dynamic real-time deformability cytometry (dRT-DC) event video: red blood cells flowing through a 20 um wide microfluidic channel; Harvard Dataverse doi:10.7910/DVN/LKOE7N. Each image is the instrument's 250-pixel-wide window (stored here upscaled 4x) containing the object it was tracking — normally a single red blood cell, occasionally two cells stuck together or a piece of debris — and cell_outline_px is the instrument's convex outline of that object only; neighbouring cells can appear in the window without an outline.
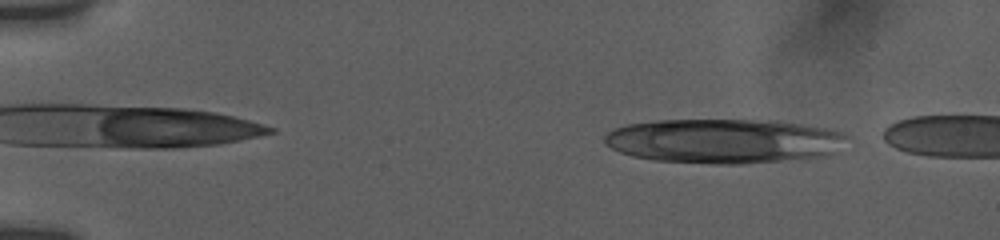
{"species": "human", "species_latin": "Homo sapiens", "temperature_condition": "room temperature", "stored_images_in_passage": 14, "camera_frame_rate_fps": 3000, "um_per_image_px": 0.085, "donor": {"sex": "female"}, "frame": {"image": 1, "passage_image": 5, "time_ms": 1.333, "image_size_px": [1000, 240], "cell_outline_px": [[836, 136], [820, 152], [800, 156], [776, 160], [740, 164], [716, 164], [656, 160], [636, 156], [620, 152], [612, 148], [604, 140], [604, 136], [608, 132], [616, 128], [628, 124], [660, 120], [776, 120], [836, 132]], "centroid_in_image_um": [61.05, 11.96], "position_along_channel_um": 24.0, "area_um2": 59.01}}